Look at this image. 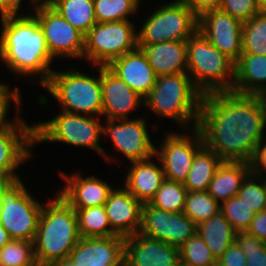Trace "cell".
Wrapping results in <instances>:
<instances>
[{"label":"cell","mask_w":266,"mask_h":266,"mask_svg":"<svg viewBox=\"0 0 266 266\" xmlns=\"http://www.w3.org/2000/svg\"><path fill=\"white\" fill-rule=\"evenodd\" d=\"M197 128L204 145L223 161L250 163L265 139L266 112L256 95L209 93L203 95Z\"/></svg>","instance_id":"1"},{"label":"cell","mask_w":266,"mask_h":266,"mask_svg":"<svg viewBox=\"0 0 266 266\" xmlns=\"http://www.w3.org/2000/svg\"><path fill=\"white\" fill-rule=\"evenodd\" d=\"M33 242L38 266H87L99 259L79 233L74 208L57 192L43 204Z\"/></svg>","instance_id":"2"},{"label":"cell","mask_w":266,"mask_h":266,"mask_svg":"<svg viewBox=\"0 0 266 266\" xmlns=\"http://www.w3.org/2000/svg\"><path fill=\"white\" fill-rule=\"evenodd\" d=\"M32 12L1 18L0 61L16 76H36L40 87L49 79L54 58Z\"/></svg>","instance_id":"3"},{"label":"cell","mask_w":266,"mask_h":266,"mask_svg":"<svg viewBox=\"0 0 266 266\" xmlns=\"http://www.w3.org/2000/svg\"><path fill=\"white\" fill-rule=\"evenodd\" d=\"M202 98L203 94L193 85L187 72L170 74L157 77L144 98V107L159 118L172 119L190 130L198 126Z\"/></svg>","instance_id":"4"},{"label":"cell","mask_w":266,"mask_h":266,"mask_svg":"<svg viewBox=\"0 0 266 266\" xmlns=\"http://www.w3.org/2000/svg\"><path fill=\"white\" fill-rule=\"evenodd\" d=\"M187 73L203 95L232 91L235 62L197 31L187 40Z\"/></svg>","instance_id":"5"},{"label":"cell","mask_w":266,"mask_h":266,"mask_svg":"<svg viewBox=\"0 0 266 266\" xmlns=\"http://www.w3.org/2000/svg\"><path fill=\"white\" fill-rule=\"evenodd\" d=\"M99 76L76 69L53 70L42 85L61 105V111L102 117L101 66H94Z\"/></svg>","instance_id":"6"},{"label":"cell","mask_w":266,"mask_h":266,"mask_svg":"<svg viewBox=\"0 0 266 266\" xmlns=\"http://www.w3.org/2000/svg\"><path fill=\"white\" fill-rule=\"evenodd\" d=\"M98 116L73 114L60 111L50 120L34 123V145L42 142H56L95 150L110 162L113 159L100 146L101 123ZM108 159V160H107Z\"/></svg>","instance_id":"7"},{"label":"cell","mask_w":266,"mask_h":266,"mask_svg":"<svg viewBox=\"0 0 266 266\" xmlns=\"http://www.w3.org/2000/svg\"><path fill=\"white\" fill-rule=\"evenodd\" d=\"M21 180L0 181V223L11 239L34 241L44 203Z\"/></svg>","instance_id":"8"},{"label":"cell","mask_w":266,"mask_h":266,"mask_svg":"<svg viewBox=\"0 0 266 266\" xmlns=\"http://www.w3.org/2000/svg\"><path fill=\"white\" fill-rule=\"evenodd\" d=\"M198 31V17L182 1L159 5L151 16H146L137 31L138 45H151L166 41H187Z\"/></svg>","instance_id":"9"},{"label":"cell","mask_w":266,"mask_h":266,"mask_svg":"<svg viewBox=\"0 0 266 266\" xmlns=\"http://www.w3.org/2000/svg\"><path fill=\"white\" fill-rule=\"evenodd\" d=\"M134 24L130 20L96 23L85 35L84 60L92 66H108L136 49L138 35Z\"/></svg>","instance_id":"10"},{"label":"cell","mask_w":266,"mask_h":266,"mask_svg":"<svg viewBox=\"0 0 266 266\" xmlns=\"http://www.w3.org/2000/svg\"><path fill=\"white\" fill-rule=\"evenodd\" d=\"M190 133L167 132L161 145L155 147V157L160 160L165 179L184 183L196 153L204 146L198 128L185 130Z\"/></svg>","instance_id":"11"},{"label":"cell","mask_w":266,"mask_h":266,"mask_svg":"<svg viewBox=\"0 0 266 266\" xmlns=\"http://www.w3.org/2000/svg\"><path fill=\"white\" fill-rule=\"evenodd\" d=\"M33 12L43 30L48 51L54 59H83L85 35L82 32L50 5H38Z\"/></svg>","instance_id":"12"},{"label":"cell","mask_w":266,"mask_h":266,"mask_svg":"<svg viewBox=\"0 0 266 266\" xmlns=\"http://www.w3.org/2000/svg\"><path fill=\"white\" fill-rule=\"evenodd\" d=\"M109 258L116 266H175L180 248L137 233L121 239Z\"/></svg>","instance_id":"13"},{"label":"cell","mask_w":266,"mask_h":266,"mask_svg":"<svg viewBox=\"0 0 266 266\" xmlns=\"http://www.w3.org/2000/svg\"><path fill=\"white\" fill-rule=\"evenodd\" d=\"M101 123L102 136H109L113 147L128 162L147 160L155 155V146L149 136L146 118L106 119ZM103 134V135H102Z\"/></svg>","instance_id":"14"},{"label":"cell","mask_w":266,"mask_h":266,"mask_svg":"<svg viewBox=\"0 0 266 266\" xmlns=\"http://www.w3.org/2000/svg\"><path fill=\"white\" fill-rule=\"evenodd\" d=\"M196 233V225L183 212L170 213L144 203L139 234L180 248Z\"/></svg>","instance_id":"15"},{"label":"cell","mask_w":266,"mask_h":266,"mask_svg":"<svg viewBox=\"0 0 266 266\" xmlns=\"http://www.w3.org/2000/svg\"><path fill=\"white\" fill-rule=\"evenodd\" d=\"M23 117L14 126L0 128V181L21 179L16 170L34 156V125Z\"/></svg>","instance_id":"16"},{"label":"cell","mask_w":266,"mask_h":266,"mask_svg":"<svg viewBox=\"0 0 266 266\" xmlns=\"http://www.w3.org/2000/svg\"><path fill=\"white\" fill-rule=\"evenodd\" d=\"M243 22L221 9L198 18V31L221 53L236 62L242 54Z\"/></svg>","instance_id":"17"},{"label":"cell","mask_w":266,"mask_h":266,"mask_svg":"<svg viewBox=\"0 0 266 266\" xmlns=\"http://www.w3.org/2000/svg\"><path fill=\"white\" fill-rule=\"evenodd\" d=\"M74 210L85 244L99 258H109L119 247L121 239L111 230L104 205Z\"/></svg>","instance_id":"18"},{"label":"cell","mask_w":266,"mask_h":266,"mask_svg":"<svg viewBox=\"0 0 266 266\" xmlns=\"http://www.w3.org/2000/svg\"><path fill=\"white\" fill-rule=\"evenodd\" d=\"M102 116L129 119V113L144 106V98L132 90L107 66H101Z\"/></svg>","instance_id":"19"},{"label":"cell","mask_w":266,"mask_h":266,"mask_svg":"<svg viewBox=\"0 0 266 266\" xmlns=\"http://www.w3.org/2000/svg\"><path fill=\"white\" fill-rule=\"evenodd\" d=\"M104 207L111 230L120 239L139 233L143 204L125 187L114 188Z\"/></svg>","instance_id":"20"},{"label":"cell","mask_w":266,"mask_h":266,"mask_svg":"<svg viewBox=\"0 0 266 266\" xmlns=\"http://www.w3.org/2000/svg\"><path fill=\"white\" fill-rule=\"evenodd\" d=\"M59 176L66 184L57 193L72 208H90L104 205L114 189L106 181L94 175L83 177L79 172L67 175L60 171Z\"/></svg>","instance_id":"21"},{"label":"cell","mask_w":266,"mask_h":266,"mask_svg":"<svg viewBox=\"0 0 266 266\" xmlns=\"http://www.w3.org/2000/svg\"><path fill=\"white\" fill-rule=\"evenodd\" d=\"M107 67L142 98L149 94L157 80V75L139 47L114 59Z\"/></svg>","instance_id":"22"},{"label":"cell","mask_w":266,"mask_h":266,"mask_svg":"<svg viewBox=\"0 0 266 266\" xmlns=\"http://www.w3.org/2000/svg\"><path fill=\"white\" fill-rule=\"evenodd\" d=\"M155 155L147 160L130 162L125 177L124 187L142 204L150 203L165 180L160 160L158 164L152 161Z\"/></svg>","instance_id":"23"},{"label":"cell","mask_w":266,"mask_h":266,"mask_svg":"<svg viewBox=\"0 0 266 266\" xmlns=\"http://www.w3.org/2000/svg\"><path fill=\"white\" fill-rule=\"evenodd\" d=\"M138 47L143 50L157 77L187 72V41H166Z\"/></svg>","instance_id":"24"},{"label":"cell","mask_w":266,"mask_h":266,"mask_svg":"<svg viewBox=\"0 0 266 266\" xmlns=\"http://www.w3.org/2000/svg\"><path fill=\"white\" fill-rule=\"evenodd\" d=\"M266 86V56L241 54L235 62L232 91L239 94L255 95Z\"/></svg>","instance_id":"25"},{"label":"cell","mask_w":266,"mask_h":266,"mask_svg":"<svg viewBox=\"0 0 266 266\" xmlns=\"http://www.w3.org/2000/svg\"><path fill=\"white\" fill-rule=\"evenodd\" d=\"M250 163L223 161L216 170L207 192L220 204L237 196L250 173Z\"/></svg>","instance_id":"26"},{"label":"cell","mask_w":266,"mask_h":266,"mask_svg":"<svg viewBox=\"0 0 266 266\" xmlns=\"http://www.w3.org/2000/svg\"><path fill=\"white\" fill-rule=\"evenodd\" d=\"M196 232L204 240L216 260L235 242L236 232L221 212L199 223L196 226Z\"/></svg>","instance_id":"27"},{"label":"cell","mask_w":266,"mask_h":266,"mask_svg":"<svg viewBox=\"0 0 266 266\" xmlns=\"http://www.w3.org/2000/svg\"><path fill=\"white\" fill-rule=\"evenodd\" d=\"M223 160L205 145L196 153L187 179L183 183L187 191H207L216 170Z\"/></svg>","instance_id":"28"},{"label":"cell","mask_w":266,"mask_h":266,"mask_svg":"<svg viewBox=\"0 0 266 266\" xmlns=\"http://www.w3.org/2000/svg\"><path fill=\"white\" fill-rule=\"evenodd\" d=\"M50 6L84 35L97 23L93 0H53Z\"/></svg>","instance_id":"29"},{"label":"cell","mask_w":266,"mask_h":266,"mask_svg":"<svg viewBox=\"0 0 266 266\" xmlns=\"http://www.w3.org/2000/svg\"><path fill=\"white\" fill-rule=\"evenodd\" d=\"M242 54L266 56V11L261 10L243 23Z\"/></svg>","instance_id":"30"},{"label":"cell","mask_w":266,"mask_h":266,"mask_svg":"<svg viewBox=\"0 0 266 266\" xmlns=\"http://www.w3.org/2000/svg\"><path fill=\"white\" fill-rule=\"evenodd\" d=\"M220 207L207 191H188L182 212L197 226L218 214Z\"/></svg>","instance_id":"31"},{"label":"cell","mask_w":266,"mask_h":266,"mask_svg":"<svg viewBox=\"0 0 266 266\" xmlns=\"http://www.w3.org/2000/svg\"><path fill=\"white\" fill-rule=\"evenodd\" d=\"M97 23L129 20L135 16L141 0H93Z\"/></svg>","instance_id":"32"},{"label":"cell","mask_w":266,"mask_h":266,"mask_svg":"<svg viewBox=\"0 0 266 266\" xmlns=\"http://www.w3.org/2000/svg\"><path fill=\"white\" fill-rule=\"evenodd\" d=\"M187 193L183 183L165 179L149 204L170 213H179L183 211Z\"/></svg>","instance_id":"33"},{"label":"cell","mask_w":266,"mask_h":266,"mask_svg":"<svg viewBox=\"0 0 266 266\" xmlns=\"http://www.w3.org/2000/svg\"><path fill=\"white\" fill-rule=\"evenodd\" d=\"M1 266H38L34 242L11 239L0 249Z\"/></svg>","instance_id":"34"},{"label":"cell","mask_w":266,"mask_h":266,"mask_svg":"<svg viewBox=\"0 0 266 266\" xmlns=\"http://www.w3.org/2000/svg\"><path fill=\"white\" fill-rule=\"evenodd\" d=\"M180 260L190 266H217V260L197 232L180 247Z\"/></svg>","instance_id":"35"},{"label":"cell","mask_w":266,"mask_h":266,"mask_svg":"<svg viewBox=\"0 0 266 266\" xmlns=\"http://www.w3.org/2000/svg\"><path fill=\"white\" fill-rule=\"evenodd\" d=\"M237 196L255 213L266 210L264 180L251 172L243 180Z\"/></svg>","instance_id":"36"},{"label":"cell","mask_w":266,"mask_h":266,"mask_svg":"<svg viewBox=\"0 0 266 266\" xmlns=\"http://www.w3.org/2000/svg\"><path fill=\"white\" fill-rule=\"evenodd\" d=\"M220 212L230 222L236 233L246 232L255 216V212L250 211L238 196L222 202Z\"/></svg>","instance_id":"37"},{"label":"cell","mask_w":266,"mask_h":266,"mask_svg":"<svg viewBox=\"0 0 266 266\" xmlns=\"http://www.w3.org/2000/svg\"><path fill=\"white\" fill-rule=\"evenodd\" d=\"M235 242L246 255V266H266V242L247 232H237Z\"/></svg>","instance_id":"38"},{"label":"cell","mask_w":266,"mask_h":266,"mask_svg":"<svg viewBox=\"0 0 266 266\" xmlns=\"http://www.w3.org/2000/svg\"><path fill=\"white\" fill-rule=\"evenodd\" d=\"M15 88L10 89V85L1 82L0 83V128L10 127L17 124L21 118L20 110L22 107V95L20 94V89L18 86H14ZM13 102L16 105V116L13 118V121H9L7 118L10 103ZM20 114V115H19Z\"/></svg>","instance_id":"39"},{"label":"cell","mask_w":266,"mask_h":266,"mask_svg":"<svg viewBox=\"0 0 266 266\" xmlns=\"http://www.w3.org/2000/svg\"><path fill=\"white\" fill-rule=\"evenodd\" d=\"M220 9L243 23L262 10L259 0H222Z\"/></svg>","instance_id":"40"},{"label":"cell","mask_w":266,"mask_h":266,"mask_svg":"<svg viewBox=\"0 0 266 266\" xmlns=\"http://www.w3.org/2000/svg\"><path fill=\"white\" fill-rule=\"evenodd\" d=\"M246 255L239 245L234 242L217 260V266H246Z\"/></svg>","instance_id":"41"},{"label":"cell","mask_w":266,"mask_h":266,"mask_svg":"<svg viewBox=\"0 0 266 266\" xmlns=\"http://www.w3.org/2000/svg\"><path fill=\"white\" fill-rule=\"evenodd\" d=\"M250 171L262 179L266 178V139L255 149L250 161Z\"/></svg>","instance_id":"42"},{"label":"cell","mask_w":266,"mask_h":266,"mask_svg":"<svg viewBox=\"0 0 266 266\" xmlns=\"http://www.w3.org/2000/svg\"><path fill=\"white\" fill-rule=\"evenodd\" d=\"M199 18L211 10L220 9L222 0H182Z\"/></svg>","instance_id":"43"},{"label":"cell","mask_w":266,"mask_h":266,"mask_svg":"<svg viewBox=\"0 0 266 266\" xmlns=\"http://www.w3.org/2000/svg\"><path fill=\"white\" fill-rule=\"evenodd\" d=\"M246 232L266 242V210L255 213Z\"/></svg>","instance_id":"44"},{"label":"cell","mask_w":266,"mask_h":266,"mask_svg":"<svg viewBox=\"0 0 266 266\" xmlns=\"http://www.w3.org/2000/svg\"><path fill=\"white\" fill-rule=\"evenodd\" d=\"M22 2L23 0H0V17L26 15L27 12L19 13V10L22 9Z\"/></svg>","instance_id":"45"},{"label":"cell","mask_w":266,"mask_h":266,"mask_svg":"<svg viewBox=\"0 0 266 266\" xmlns=\"http://www.w3.org/2000/svg\"><path fill=\"white\" fill-rule=\"evenodd\" d=\"M11 240L7 230L0 223V249Z\"/></svg>","instance_id":"46"},{"label":"cell","mask_w":266,"mask_h":266,"mask_svg":"<svg viewBox=\"0 0 266 266\" xmlns=\"http://www.w3.org/2000/svg\"><path fill=\"white\" fill-rule=\"evenodd\" d=\"M87 266H116L110 258H99Z\"/></svg>","instance_id":"47"},{"label":"cell","mask_w":266,"mask_h":266,"mask_svg":"<svg viewBox=\"0 0 266 266\" xmlns=\"http://www.w3.org/2000/svg\"><path fill=\"white\" fill-rule=\"evenodd\" d=\"M259 99L260 104L263 106L266 112V86H264L258 93L255 94Z\"/></svg>","instance_id":"48"},{"label":"cell","mask_w":266,"mask_h":266,"mask_svg":"<svg viewBox=\"0 0 266 266\" xmlns=\"http://www.w3.org/2000/svg\"><path fill=\"white\" fill-rule=\"evenodd\" d=\"M32 1V2H31ZM53 0H30V6H33L32 9H35L38 5H50Z\"/></svg>","instance_id":"49"},{"label":"cell","mask_w":266,"mask_h":266,"mask_svg":"<svg viewBox=\"0 0 266 266\" xmlns=\"http://www.w3.org/2000/svg\"><path fill=\"white\" fill-rule=\"evenodd\" d=\"M262 10L266 11V0H259Z\"/></svg>","instance_id":"50"},{"label":"cell","mask_w":266,"mask_h":266,"mask_svg":"<svg viewBox=\"0 0 266 266\" xmlns=\"http://www.w3.org/2000/svg\"><path fill=\"white\" fill-rule=\"evenodd\" d=\"M175 266H190V265H188V264L182 262L181 260H179V262Z\"/></svg>","instance_id":"51"},{"label":"cell","mask_w":266,"mask_h":266,"mask_svg":"<svg viewBox=\"0 0 266 266\" xmlns=\"http://www.w3.org/2000/svg\"><path fill=\"white\" fill-rule=\"evenodd\" d=\"M264 180V188H265V195H266V178Z\"/></svg>","instance_id":"52"}]
</instances>
